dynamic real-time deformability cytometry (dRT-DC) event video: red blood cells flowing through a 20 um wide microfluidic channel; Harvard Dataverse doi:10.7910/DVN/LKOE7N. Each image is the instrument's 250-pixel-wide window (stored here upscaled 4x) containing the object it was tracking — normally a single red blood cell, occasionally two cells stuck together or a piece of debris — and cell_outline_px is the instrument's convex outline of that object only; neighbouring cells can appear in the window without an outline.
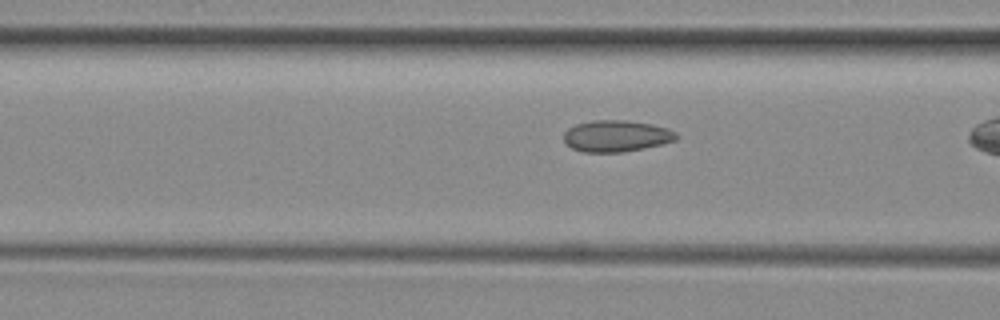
{"species": "common noctule bat (a hibernating species)", "species_latin": "Nyctalus noctula", "temperature_condition": "room temperature", "stored_images_in_passage": 25, "camera_frame_rate_fps": 3000, "um_per_image_px": 0.085, "animal": {"sex": "female", "body_mass_g": 29.2, "forearm_length_mm": 56.3}, "frame": {"image": 1, "passage_image": 8, "time_ms": 2.333, "image_size_px": [1000, 320], "cell_outline_px": [[680, 136], [676, 140], [644, 148], [620, 152], [584, 152], [572, 148], [564, 140], [564, 132], [568, 128], [576, 124], [592, 120], [628, 120], [652, 124], [668, 128], [676, 132]], "centroid_in_image_um": [52.41, 11.55], "position_along_channel_um": 114.2, "area_um2": 20.69}}